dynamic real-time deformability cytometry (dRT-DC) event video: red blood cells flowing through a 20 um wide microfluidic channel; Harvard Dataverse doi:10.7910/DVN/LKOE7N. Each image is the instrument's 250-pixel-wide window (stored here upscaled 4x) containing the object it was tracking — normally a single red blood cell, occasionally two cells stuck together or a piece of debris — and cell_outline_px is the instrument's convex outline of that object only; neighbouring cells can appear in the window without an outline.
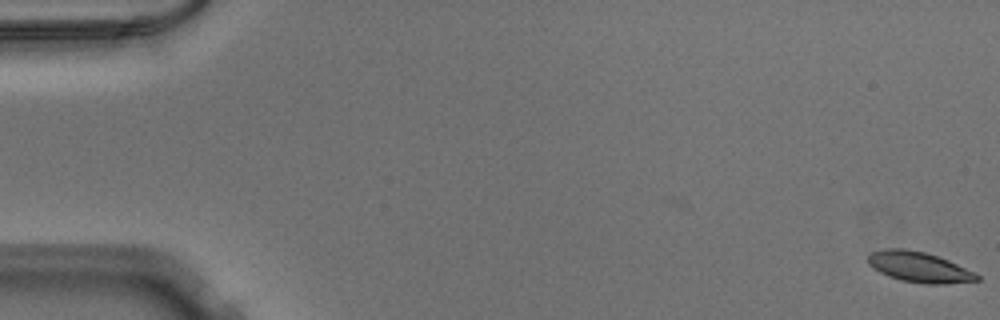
{"species": "Egyptian fruit bat (a non-hibernating species)", "species_latin": "Rousettus aegyptiacus", "temperature_condition": "warm", "stored_images_in_passage": 53, "camera_frame_rate_fps": 3000, "um_per_image_px": 0.085, "animal": {"sex": "male"}, "frame": {"image": 1, "passage_image": 1, "time_ms": 0.0, "image_size_px": [1000, 320], "cell_outline_px": [[980, 280], [944, 284], [924, 284], [900, 280], [888, 276], [872, 268], [868, 264], [868, 256], [872, 252], [884, 248], [904, 248], [924, 252], [948, 260], [976, 272], [980, 276]], "centroid_in_image_um": [78.12, 22.7], "position_along_channel_um": 6.9, "area_um2": 19.42}}
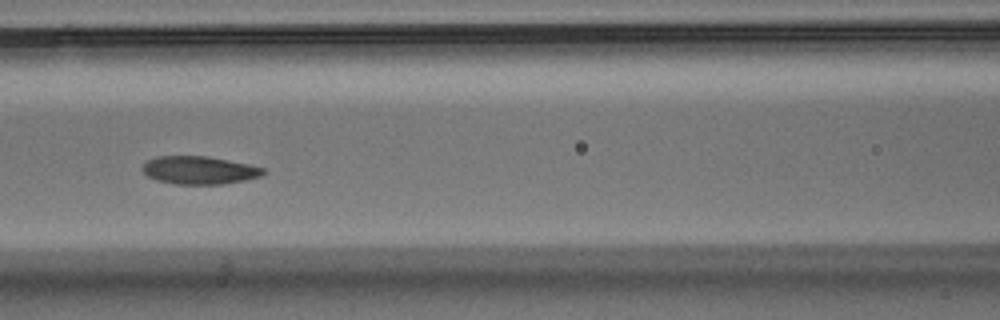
{"frame": {"image": 2, "passage_image": 24, "time_ms": 7.667, "image_size_px": [1000, 320], "cell_outline_px": [[268, 172], [260, 176], [244, 180], [224, 184], [172, 184], [156, 180], [148, 176], [140, 168], [148, 160], [156, 156], [208, 156], [248, 164], [264, 168]], "centroid_in_image_um": [16.93, 14.47], "position_along_channel_um": 149.7, "area_um2": 19.77}}
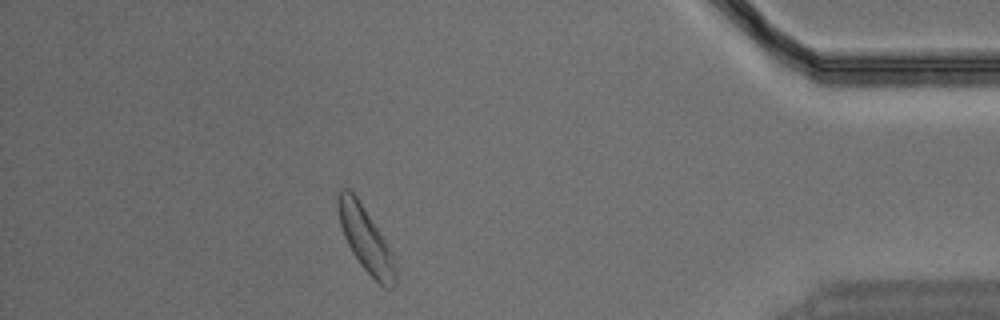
{"frame": {"image": 3, "passage_image": 47, "time_ms": 15.333, "image_size_px": [1000, 320], "cell_outline_px": [[396, 284], [392, 288], [384, 288], [360, 264], [352, 252], [344, 236], [340, 224], [336, 204], [336, 200], [340, 188], [348, 188], [356, 196], [384, 240], [392, 256], [396, 268]], "centroid_in_image_um": [31.05, 20.34], "position_along_channel_um": 404.2, "area_um2": 21.04}}